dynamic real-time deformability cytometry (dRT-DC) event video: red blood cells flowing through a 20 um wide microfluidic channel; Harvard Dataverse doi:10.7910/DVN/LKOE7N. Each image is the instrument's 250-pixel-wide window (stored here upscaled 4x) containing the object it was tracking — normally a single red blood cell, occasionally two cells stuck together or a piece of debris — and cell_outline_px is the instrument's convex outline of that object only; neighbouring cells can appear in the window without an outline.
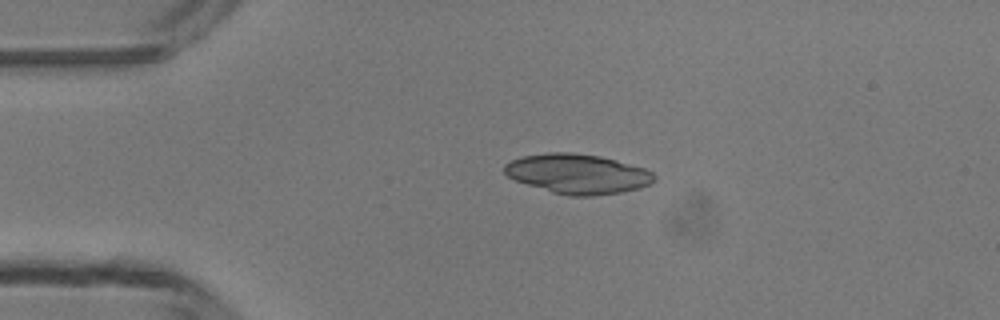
{"species": "common noctule bat (a hibernating species)", "species_latin": "Nyctalus noctula", "temperature_condition": "room temperature", "stored_images_in_passage": 38, "camera_frame_rate_fps": 3000, "um_per_image_px": 0.085, "animal": {"sex": "male", "body_mass_g": 13.3}, "frame": {"image": 1, "passage_image": 1, "time_ms": 0.0, "image_size_px": [1000, 320], "cell_outline_px": [[656, 180], [640, 188], [620, 192], [592, 196], [568, 196], [552, 192], [516, 180], [508, 176], [504, 172], [504, 164], [512, 160], [524, 156], [548, 152], [572, 152], [600, 156], [616, 160], [644, 168], [652, 172], [656, 176]], "centroid_in_image_um": [49.11, 14.77], "position_along_channel_um": 35.9, "area_um2": 34.51}}